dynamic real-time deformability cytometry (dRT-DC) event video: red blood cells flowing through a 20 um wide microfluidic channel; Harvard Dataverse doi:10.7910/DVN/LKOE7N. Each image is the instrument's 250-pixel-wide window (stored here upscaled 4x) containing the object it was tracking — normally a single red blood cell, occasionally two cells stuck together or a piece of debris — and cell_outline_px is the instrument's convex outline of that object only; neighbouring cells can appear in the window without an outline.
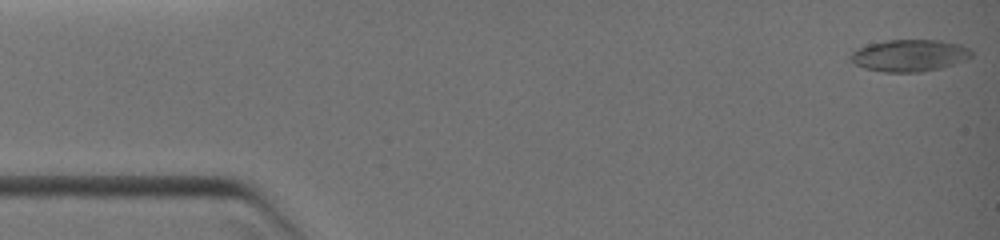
{"species": "common noctule bat (a hibernating species)", "species_latin": "Nyctalus noctula", "temperature_condition": "warm", "stored_images_in_passage": 6, "camera_frame_rate_fps": 3000, "um_per_image_px": 0.085, "animal": {"sex": "female", "body_mass_g": 19.0, "forearm_length_mm": 51.5}, "frame": {"image": 1, "passage_image": 1, "time_ms": 0.0, "image_size_px": [1000, 240], "cell_outline_px": [[972, 56], [968, 60], [940, 68], [920, 72], [884, 72], [864, 68], [848, 60], [848, 56], [856, 48], [868, 44], [888, 40], [940, 40], [960, 44], [968, 48], [972, 52]], "centroid_in_image_um": [77.29, 4.71], "position_along_channel_um": 7.7, "area_um2": 22.72}}
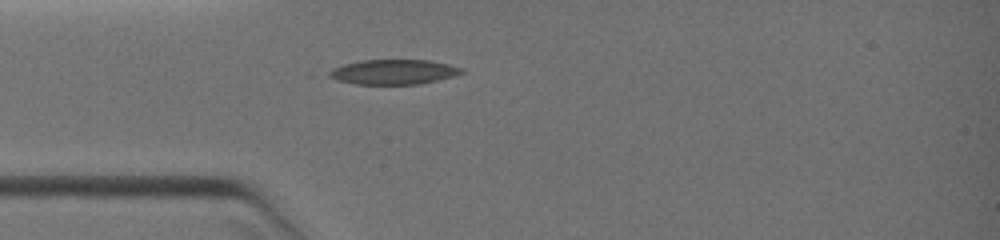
{"frame": {"image": 2, "passage_image": 6, "time_ms": 3.333, "image_size_px": [1000, 240], "cell_outline_px": [[464, 72], [452, 76], [420, 84], [356, 84], [336, 80], [328, 76], [324, 72], [332, 68], [344, 64], [360, 60], [428, 60], [448, 64], [464, 68]], "centroid_in_image_um": [33.39, 6.11], "position_along_channel_um": 51.6, "area_um2": 19.25}}